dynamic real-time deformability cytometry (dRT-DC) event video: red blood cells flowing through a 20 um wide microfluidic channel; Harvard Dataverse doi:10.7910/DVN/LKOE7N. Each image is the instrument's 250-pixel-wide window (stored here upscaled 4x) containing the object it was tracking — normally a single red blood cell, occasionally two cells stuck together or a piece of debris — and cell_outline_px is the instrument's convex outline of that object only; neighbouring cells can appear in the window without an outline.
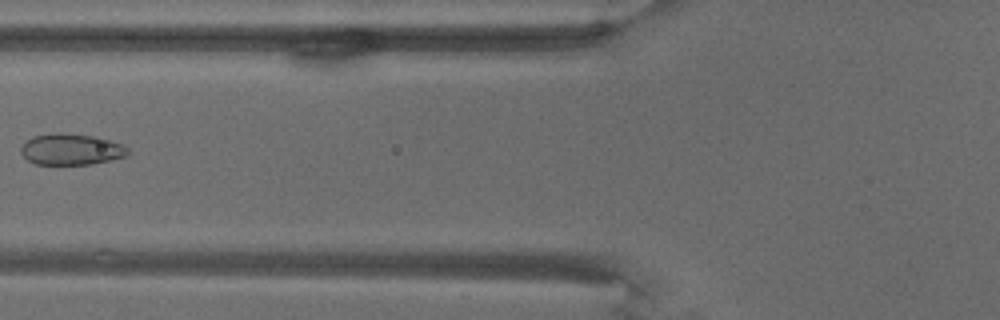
{"species": "common noctule bat (a hibernating species)", "species_latin": "Nyctalus noctula", "temperature_condition": "warm", "stored_images_in_passage": 11, "camera_frame_rate_fps": 3000, "um_per_image_px": 0.085, "animal": {"sex": "male", "body_mass_g": 18.8}, "frame": {"image": 1, "passage_image": 8, "time_ms": 9.333, "image_size_px": [1000, 320], "cell_outline_px": [[128, 156], [112, 160], [92, 164], [36, 164], [28, 160], [20, 152], [20, 148], [32, 136], [52, 132], [60, 132], [96, 136], [124, 144], [128, 148]], "centroid_in_image_um": [6.08, 12.68], "position_along_channel_um": 119.7, "area_um2": 19.71}}
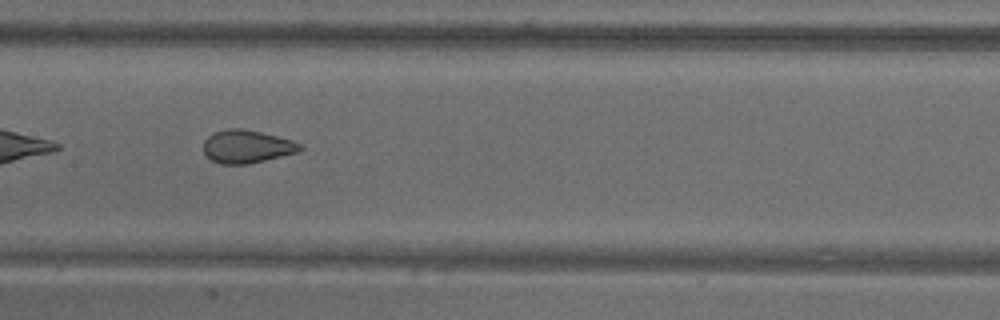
{"frame": {"image": 2, "passage_image": 10, "time_ms": 11.667, "image_size_px": [1000, 320], "cell_outline_px": [[304, 148], [296, 152], [248, 164], [220, 164], [212, 160], [204, 152], [204, 140], [208, 136], [216, 132], [228, 128], [240, 128], [260, 132], [292, 140], [300, 144]], "centroid_in_image_um": [20.96, 12.45], "position_along_channel_um": 186.4, "area_um2": 18.26}}